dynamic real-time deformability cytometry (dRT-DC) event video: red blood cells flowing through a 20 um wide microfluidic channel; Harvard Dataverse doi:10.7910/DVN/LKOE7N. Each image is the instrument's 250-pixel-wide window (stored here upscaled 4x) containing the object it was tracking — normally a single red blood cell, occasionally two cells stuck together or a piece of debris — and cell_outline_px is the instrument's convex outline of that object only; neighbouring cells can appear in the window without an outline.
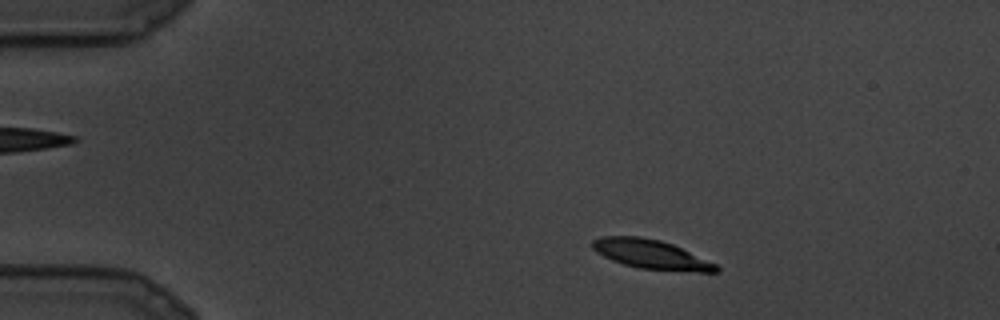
{"species": "common noctule bat (a hibernating species)", "species_latin": "Nyctalus noctula", "temperature_condition": "cold", "stored_images_in_passage": 15, "camera_frame_rate_fps": 3000, "um_per_image_px": 0.085, "animal": {"sex": "male", "body_mass_g": 19.5, "forearm_length_mm": 54.6}, "frame": {"image": 1, "passage_image": 3, "time_ms": 0.667, "image_size_px": [1000, 320], "cell_outline_px": [[720, 272], [696, 272], [640, 268], [624, 264], [612, 260], [596, 252], [592, 248], [592, 240], [600, 236], [640, 236], [660, 240], [672, 244], [716, 264], [720, 268]], "centroid_in_image_um": [55.33, 21.61], "position_along_channel_um": 29.7, "area_um2": 20.92}}
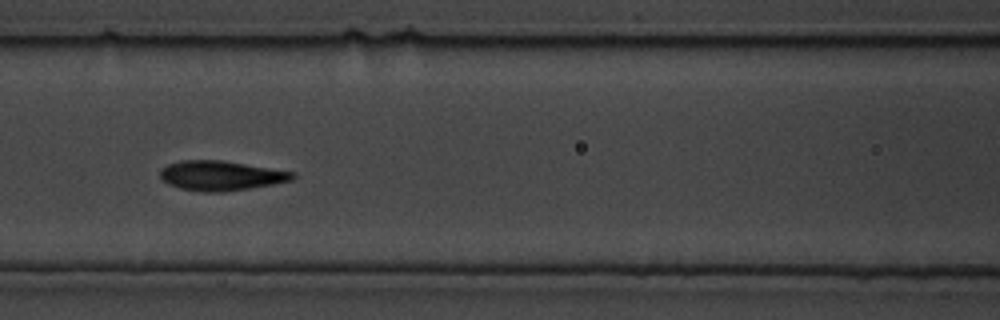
{"frame": {"image": 2, "passage_image": 10, "time_ms": 3.0, "image_size_px": [1000, 320], "cell_outline_px": [[296, 176], [292, 180], [272, 184], [224, 192], [208, 192], [180, 188], [168, 184], [160, 176], [160, 168], [168, 164], [180, 160], [224, 160], [296, 172]], "centroid_in_image_um": [18.78, 14.91], "position_along_channel_um": 147.8, "area_um2": 22.95}}
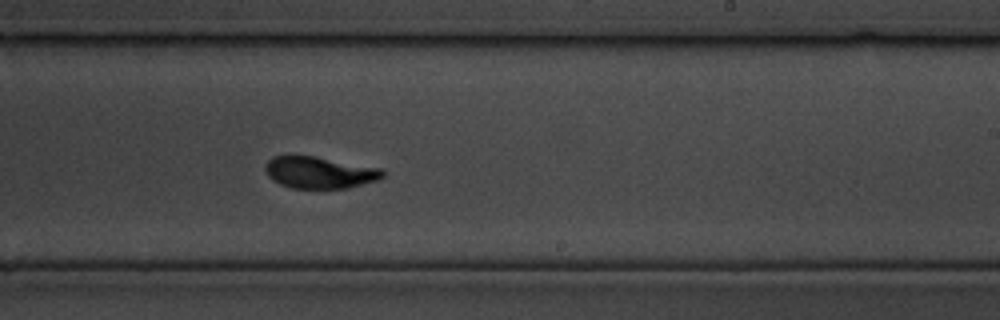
{"frame": {"image": 3, "passage_image": 15, "time_ms": 4.667, "image_size_px": [1000, 320], "cell_outline_px": [[384, 176], [380, 180], [348, 188], [292, 188], [280, 184], [272, 180], [268, 176], [264, 168], [264, 164], [272, 156], [292, 152], [384, 168]], "centroid_in_image_um": [27.13, 14.62], "position_along_channel_um": 261.9, "area_um2": 22.66}}